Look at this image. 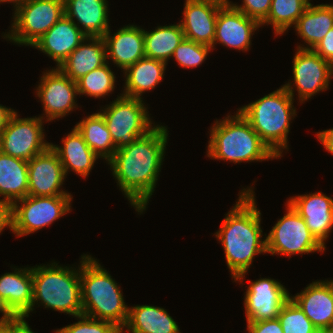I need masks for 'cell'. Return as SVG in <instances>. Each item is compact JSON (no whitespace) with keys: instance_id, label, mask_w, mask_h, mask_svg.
<instances>
[{"instance_id":"cell-1","label":"cell","mask_w":333,"mask_h":333,"mask_svg":"<svg viewBox=\"0 0 333 333\" xmlns=\"http://www.w3.org/2000/svg\"><path fill=\"white\" fill-rule=\"evenodd\" d=\"M167 127L156 125L145 136L119 148L108 161L117 185L137 212L154 193L168 139Z\"/></svg>"},{"instance_id":"cell-2","label":"cell","mask_w":333,"mask_h":333,"mask_svg":"<svg viewBox=\"0 0 333 333\" xmlns=\"http://www.w3.org/2000/svg\"><path fill=\"white\" fill-rule=\"evenodd\" d=\"M253 193L252 187L240 192L238 201L215 234L224 248L232 278L241 284L254 256L267 253L266 239H261V212L256 207Z\"/></svg>"},{"instance_id":"cell-3","label":"cell","mask_w":333,"mask_h":333,"mask_svg":"<svg viewBox=\"0 0 333 333\" xmlns=\"http://www.w3.org/2000/svg\"><path fill=\"white\" fill-rule=\"evenodd\" d=\"M82 314L115 324L122 330L129 316L120 287L105 268L89 255L81 256Z\"/></svg>"},{"instance_id":"cell-4","label":"cell","mask_w":333,"mask_h":333,"mask_svg":"<svg viewBox=\"0 0 333 333\" xmlns=\"http://www.w3.org/2000/svg\"><path fill=\"white\" fill-rule=\"evenodd\" d=\"M293 92L294 88L290 81L272 93L238 109L278 158L282 157V149H288L290 121L296 115Z\"/></svg>"},{"instance_id":"cell-5","label":"cell","mask_w":333,"mask_h":333,"mask_svg":"<svg viewBox=\"0 0 333 333\" xmlns=\"http://www.w3.org/2000/svg\"><path fill=\"white\" fill-rule=\"evenodd\" d=\"M210 130L207 155L211 159L236 164L278 158L239 111L216 120Z\"/></svg>"},{"instance_id":"cell-6","label":"cell","mask_w":333,"mask_h":333,"mask_svg":"<svg viewBox=\"0 0 333 333\" xmlns=\"http://www.w3.org/2000/svg\"><path fill=\"white\" fill-rule=\"evenodd\" d=\"M77 269L58 263L32 267L33 300L31 311L38 301L45 308L77 317L82 314L80 266Z\"/></svg>"},{"instance_id":"cell-7","label":"cell","mask_w":333,"mask_h":333,"mask_svg":"<svg viewBox=\"0 0 333 333\" xmlns=\"http://www.w3.org/2000/svg\"><path fill=\"white\" fill-rule=\"evenodd\" d=\"M142 99L120 95L99 113L105 119L116 149L130 145L155 126Z\"/></svg>"},{"instance_id":"cell-8","label":"cell","mask_w":333,"mask_h":333,"mask_svg":"<svg viewBox=\"0 0 333 333\" xmlns=\"http://www.w3.org/2000/svg\"><path fill=\"white\" fill-rule=\"evenodd\" d=\"M64 14V0H24L14 11L11 33L4 38L32 46Z\"/></svg>"},{"instance_id":"cell-9","label":"cell","mask_w":333,"mask_h":333,"mask_svg":"<svg viewBox=\"0 0 333 333\" xmlns=\"http://www.w3.org/2000/svg\"><path fill=\"white\" fill-rule=\"evenodd\" d=\"M72 195L26 196L11 205V228L17 237L51 225L69 213ZM21 203V206L19 204Z\"/></svg>"},{"instance_id":"cell-10","label":"cell","mask_w":333,"mask_h":333,"mask_svg":"<svg viewBox=\"0 0 333 333\" xmlns=\"http://www.w3.org/2000/svg\"><path fill=\"white\" fill-rule=\"evenodd\" d=\"M286 214L277 221L266 239L267 253L286 256L323 252L325 248L309 231L304 219L287 203Z\"/></svg>"},{"instance_id":"cell-11","label":"cell","mask_w":333,"mask_h":333,"mask_svg":"<svg viewBox=\"0 0 333 333\" xmlns=\"http://www.w3.org/2000/svg\"><path fill=\"white\" fill-rule=\"evenodd\" d=\"M43 116L19 118L15 111L0 134V151L25 161L44 152L50 143L44 140Z\"/></svg>"},{"instance_id":"cell-12","label":"cell","mask_w":333,"mask_h":333,"mask_svg":"<svg viewBox=\"0 0 333 333\" xmlns=\"http://www.w3.org/2000/svg\"><path fill=\"white\" fill-rule=\"evenodd\" d=\"M293 59V82L299 101L308 100L314 94L328 89L333 75V65L320 57L313 49H299Z\"/></svg>"},{"instance_id":"cell-13","label":"cell","mask_w":333,"mask_h":333,"mask_svg":"<svg viewBox=\"0 0 333 333\" xmlns=\"http://www.w3.org/2000/svg\"><path fill=\"white\" fill-rule=\"evenodd\" d=\"M40 80L36 94L43 102L46 122L65 117L76 108L77 84L59 68L44 72Z\"/></svg>"},{"instance_id":"cell-14","label":"cell","mask_w":333,"mask_h":333,"mask_svg":"<svg viewBox=\"0 0 333 333\" xmlns=\"http://www.w3.org/2000/svg\"><path fill=\"white\" fill-rule=\"evenodd\" d=\"M244 306L247 322L277 319L290 294L284 285L271 278L250 281Z\"/></svg>"},{"instance_id":"cell-15","label":"cell","mask_w":333,"mask_h":333,"mask_svg":"<svg viewBox=\"0 0 333 333\" xmlns=\"http://www.w3.org/2000/svg\"><path fill=\"white\" fill-rule=\"evenodd\" d=\"M66 175L57 153L49 146L28 161V195H71L61 190Z\"/></svg>"},{"instance_id":"cell-16","label":"cell","mask_w":333,"mask_h":333,"mask_svg":"<svg viewBox=\"0 0 333 333\" xmlns=\"http://www.w3.org/2000/svg\"><path fill=\"white\" fill-rule=\"evenodd\" d=\"M260 26L258 21L249 18L238 9L229 4H223L217 14L212 48L219 42L236 50H249L251 35H254L253 32Z\"/></svg>"},{"instance_id":"cell-17","label":"cell","mask_w":333,"mask_h":333,"mask_svg":"<svg viewBox=\"0 0 333 333\" xmlns=\"http://www.w3.org/2000/svg\"><path fill=\"white\" fill-rule=\"evenodd\" d=\"M223 4L213 0H186L180 21L185 39L212 48L216 19Z\"/></svg>"},{"instance_id":"cell-18","label":"cell","mask_w":333,"mask_h":333,"mask_svg":"<svg viewBox=\"0 0 333 333\" xmlns=\"http://www.w3.org/2000/svg\"><path fill=\"white\" fill-rule=\"evenodd\" d=\"M287 203L304 219L309 231L325 247L333 227V199L319 191L291 197Z\"/></svg>"},{"instance_id":"cell-19","label":"cell","mask_w":333,"mask_h":333,"mask_svg":"<svg viewBox=\"0 0 333 333\" xmlns=\"http://www.w3.org/2000/svg\"><path fill=\"white\" fill-rule=\"evenodd\" d=\"M87 36L65 14L32 47L56 61L58 68Z\"/></svg>"},{"instance_id":"cell-20","label":"cell","mask_w":333,"mask_h":333,"mask_svg":"<svg viewBox=\"0 0 333 333\" xmlns=\"http://www.w3.org/2000/svg\"><path fill=\"white\" fill-rule=\"evenodd\" d=\"M290 298L317 329L333 326V280L312 282Z\"/></svg>"},{"instance_id":"cell-21","label":"cell","mask_w":333,"mask_h":333,"mask_svg":"<svg viewBox=\"0 0 333 333\" xmlns=\"http://www.w3.org/2000/svg\"><path fill=\"white\" fill-rule=\"evenodd\" d=\"M110 29L103 36L106 47V59L125 71L138 60L145 57L144 29L136 25L120 28L114 35Z\"/></svg>"},{"instance_id":"cell-22","label":"cell","mask_w":333,"mask_h":333,"mask_svg":"<svg viewBox=\"0 0 333 333\" xmlns=\"http://www.w3.org/2000/svg\"><path fill=\"white\" fill-rule=\"evenodd\" d=\"M0 298L16 318H27L33 300L32 267L15 268L0 277Z\"/></svg>"},{"instance_id":"cell-23","label":"cell","mask_w":333,"mask_h":333,"mask_svg":"<svg viewBox=\"0 0 333 333\" xmlns=\"http://www.w3.org/2000/svg\"><path fill=\"white\" fill-rule=\"evenodd\" d=\"M107 0H64L65 15L73 22L76 19L77 26L87 37H103L110 29L108 19ZM84 29V30H83Z\"/></svg>"},{"instance_id":"cell-24","label":"cell","mask_w":333,"mask_h":333,"mask_svg":"<svg viewBox=\"0 0 333 333\" xmlns=\"http://www.w3.org/2000/svg\"><path fill=\"white\" fill-rule=\"evenodd\" d=\"M87 41L88 44H86ZM106 62V47L103 37H87L58 68L76 82Z\"/></svg>"},{"instance_id":"cell-25","label":"cell","mask_w":333,"mask_h":333,"mask_svg":"<svg viewBox=\"0 0 333 333\" xmlns=\"http://www.w3.org/2000/svg\"><path fill=\"white\" fill-rule=\"evenodd\" d=\"M62 139L63 146L53 145L51 148L57 153L64 168L65 175L73 170L82 177H87L94 166L98 156L86 144L83 136L74 127L72 131Z\"/></svg>"},{"instance_id":"cell-26","label":"cell","mask_w":333,"mask_h":333,"mask_svg":"<svg viewBox=\"0 0 333 333\" xmlns=\"http://www.w3.org/2000/svg\"><path fill=\"white\" fill-rule=\"evenodd\" d=\"M166 65L163 61L148 57L138 60L124 71L126 82L122 95L143 99L140 96L154 89L163 79Z\"/></svg>"},{"instance_id":"cell-27","label":"cell","mask_w":333,"mask_h":333,"mask_svg":"<svg viewBox=\"0 0 333 333\" xmlns=\"http://www.w3.org/2000/svg\"><path fill=\"white\" fill-rule=\"evenodd\" d=\"M1 201L12 205L28 196V161L14 158L0 151Z\"/></svg>"},{"instance_id":"cell-28","label":"cell","mask_w":333,"mask_h":333,"mask_svg":"<svg viewBox=\"0 0 333 333\" xmlns=\"http://www.w3.org/2000/svg\"><path fill=\"white\" fill-rule=\"evenodd\" d=\"M125 327L131 333H181L176 321L164 308L150 305L129 308Z\"/></svg>"},{"instance_id":"cell-29","label":"cell","mask_w":333,"mask_h":333,"mask_svg":"<svg viewBox=\"0 0 333 333\" xmlns=\"http://www.w3.org/2000/svg\"><path fill=\"white\" fill-rule=\"evenodd\" d=\"M333 27V4L308 5L294 25L297 34L308 46L299 49H313Z\"/></svg>"},{"instance_id":"cell-30","label":"cell","mask_w":333,"mask_h":333,"mask_svg":"<svg viewBox=\"0 0 333 333\" xmlns=\"http://www.w3.org/2000/svg\"><path fill=\"white\" fill-rule=\"evenodd\" d=\"M184 38L180 23L158 26L150 32L144 30L145 57L167 63Z\"/></svg>"},{"instance_id":"cell-31","label":"cell","mask_w":333,"mask_h":333,"mask_svg":"<svg viewBox=\"0 0 333 333\" xmlns=\"http://www.w3.org/2000/svg\"><path fill=\"white\" fill-rule=\"evenodd\" d=\"M75 128L99 158L106 159L108 162L113 157L117 149L105 119L99 112L83 118L76 124Z\"/></svg>"},{"instance_id":"cell-32","label":"cell","mask_w":333,"mask_h":333,"mask_svg":"<svg viewBox=\"0 0 333 333\" xmlns=\"http://www.w3.org/2000/svg\"><path fill=\"white\" fill-rule=\"evenodd\" d=\"M310 0H272L270 12L262 25L272 24L276 35H281L295 25Z\"/></svg>"},{"instance_id":"cell-33","label":"cell","mask_w":333,"mask_h":333,"mask_svg":"<svg viewBox=\"0 0 333 333\" xmlns=\"http://www.w3.org/2000/svg\"><path fill=\"white\" fill-rule=\"evenodd\" d=\"M115 75L108 62L92 70L76 81L78 94L101 98L114 90Z\"/></svg>"},{"instance_id":"cell-34","label":"cell","mask_w":333,"mask_h":333,"mask_svg":"<svg viewBox=\"0 0 333 333\" xmlns=\"http://www.w3.org/2000/svg\"><path fill=\"white\" fill-rule=\"evenodd\" d=\"M283 333H315L317 328L300 307L289 298L278 315Z\"/></svg>"},{"instance_id":"cell-35","label":"cell","mask_w":333,"mask_h":333,"mask_svg":"<svg viewBox=\"0 0 333 333\" xmlns=\"http://www.w3.org/2000/svg\"><path fill=\"white\" fill-rule=\"evenodd\" d=\"M211 49L213 48L184 38L172 58L183 68H195L205 61Z\"/></svg>"},{"instance_id":"cell-36","label":"cell","mask_w":333,"mask_h":333,"mask_svg":"<svg viewBox=\"0 0 333 333\" xmlns=\"http://www.w3.org/2000/svg\"><path fill=\"white\" fill-rule=\"evenodd\" d=\"M77 318H79L78 322L56 330V333H122V330L111 322L84 314L78 315Z\"/></svg>"},{"instance_id":"cell-37","label":"cell","mask_w":333,"mask_h":333,"mask_svg":"<svg viewBox=\"0 0 333 333\" xmlns=\"http://www.w3.org/2000/svg\"><path fill=\"white\" fill-rule=\"evenodd\" d=\"M242 2V5L234 4L231 1L228 4L261 24L270 12L272 0H243Z\"/></svg>"},{"instance_id":"cell-38","label":"cell","mask_w":333,"mask_h":333,"mask_svg":"<svg viewBox=\"0 0 333 333\" xmlns=\"http://www.w3.org/2000/svg\"><path fill=\"white\" fill-rule=\"evenodd\" d=\"M249 333H283L280 321L277 319L247 322Z\"/></svg>"},{"instance_id":"cell-39","label":"cell","mask_w":333,"mask_h":333,"mask_svg":"<svg viewBox=\"0 0 333 333\" xmlns=\"http://www.w3.org/2000/svg\"><path fill=\"white\" fill-rule=\"evenodd\" d=\"M313 50L327 62L333 65V27L326 33L324 38Z\"/></svg>"},{"instance_id":"cell-40","label":"cell","mask_w":333,"mask_h":333,"mask_svg":"<svg viewBox=\"0 0 333 333\" xmlns=\"http://www.w3.org/2000/svg\"><path fill=\"white\" fill-rule=\"evenodd\" d=\"M8 333H35L29 327L25 318H15L3 327Z\"/></svg>"},{"instance_id":"cell-41","label":"cell","mask_w":333,"mask_h":333,"mask_svg":"<svg viewBox=\"0 0 333 333\" xmlns=\"http://www.w3.org/2000/svg\"><path fill=\"white\" fill-rule=\"evenodd\" d=\"M6 227L11 228V205L0 200V233Z\"/></svg>"},{"instance_id":"cell-42","label":"cell","mask_w":333,"mask_h":333,"mask_svg":"<svg viewBox=\"0 0 333 333\" xmlns=\"http://www.w3.org/2000/svg\"><path fill=\"white\" fill-rule=\"evenodd\" d=\"M316 135L318 137V140L321 141L322 145L325 147V149L331 154H333V128L318 132Z\"/></svg>"},{"instance_id":"cell-43","label":"cell","mask_w":333,"mask_h":333,"mask_svg":"<svg viewBox=\"0 0 333 333\" xmlns=\"http://www.w3.org/2000/svg\"><path fill=\"white\" fill-rule=\"evenodd\" d=\"M0 312L3 314L0 319V327H4L9 322H12L16 317L6 307L4 301L0 298Z\"/></svg>"},{"instance_id":"cell-44","label":"cell","mask_w":333,"mask_h":333,"mask_svg":"<svg viewBox=\"0 0 333 333\" xmlns=\"http://www.w3.org/2000/svg\"><path fill=\"white\" fill-rule=\"evenodd\" d=\"M14 112L15 111L13 109L0 105V134L6 127L9 118Z\"/></svg>"},{"instance_id":"cell-45","label":"cell","mask_w":333,"mask_h":333,"mask_svg":"<svg viewBox=\"0 0 333 333\" xmlns=\"http://www.w3.org/2000/svg\"><path fill=\"white\" fill-rule=\"evenodd\" d=\"M315 333H333L332 327L318 328Z\"/></svg>"},{"instance_id":"cell-46","label":"cell","mask_w":333,"mask_h":333,"mask_svg":"<svg viewBox=\"0 0 333 333\" xmlns=\"http://www.w3.org/2000/svg\"><path fill=\"white\" fill-rule=\"evenodd\" d=\"M23 1L24 0H0V3H4V2H13V4H15V9L17 8V7H19L22 3H23Z\"/></svg>"},{"instance_id":"cell-47","label":"cell","mask_w":333,"mask_h":333,"mask_svg":"<svg viewBox=\"0 0 333 333\" xmlns=\"http://www.w3.org/2000/svg\"><path fill=\"white\" fill-rule=\"evenodd\" d=\"M213 1L219 2L221 4H228L229 2V0H213Z\"/></svg>"},{"instance_id":"cell-48","label":"cell","mask_w":333,"mask_h":333,"mask_svg":"<svg viewBox=\"0 0 333 333\" xmlns=\"http://www.w3.org/2000/svg\"><path fill=\"white\" fill-rule=\"evenodd\" d=\"M0 333H8L3 327H0Z\"/></svg>"}]
</instances>
